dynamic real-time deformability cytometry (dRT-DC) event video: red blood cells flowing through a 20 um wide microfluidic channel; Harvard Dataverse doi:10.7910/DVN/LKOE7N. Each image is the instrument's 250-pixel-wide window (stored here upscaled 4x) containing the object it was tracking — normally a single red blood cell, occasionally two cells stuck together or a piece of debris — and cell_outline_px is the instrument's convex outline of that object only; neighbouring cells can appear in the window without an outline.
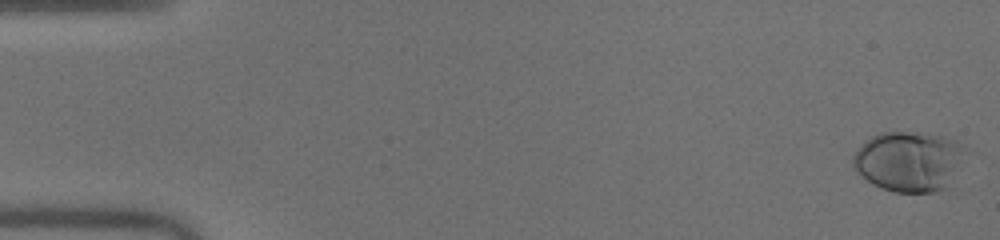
{"species": "human", "species_latin": "Homo sapiens", "temperature_condition": "warm", "stored_images_in_passage": 51, "camera_frame_rate_fps": 3000, "um_per_image_px": 0.085, "donor": {"sex": "male"}, "frame": {"image": 1, "passage_image": 1, "time_ms": 0.0, "image_size_px": [1000, 240], "cell_outline_px": [[972, 152], [944, 188], [936, 192], [896, 192], [880, 188], [872, 184], [852, 164], [852, 156], [872, 136], [880, 132], [916, 132], [944, 136], [956, 140], [968, 148]], "centroid_in_image_um": [77.36, 13.69], "position_along_channel_um": 7.6, "area_um2": 39.65}}
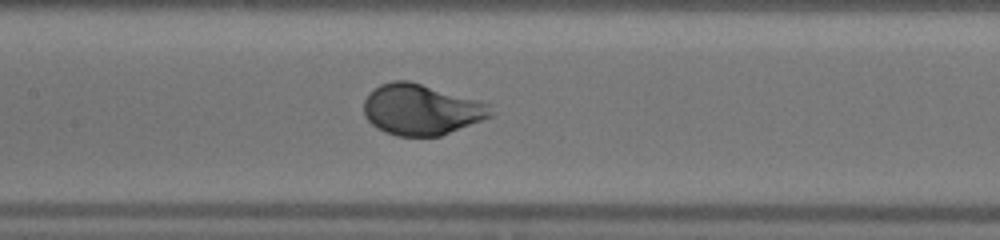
{"frame": {"image": 2, "passage_image": 25, "time_ms": 8.0, "image_size_px": [1000, 240], "cell_outline_px": [[492, 116], [440, 136], [396, 136], [384, 132], [376, 128], [364, 116], [364, 100], [380, 84], [392, 80], [408, 80], [476, 100], [488, 104], [492, 112]], "centroid_in_image_um": [35.76, 9.33], "position_along_channel_um": 171.6, "area_um2": 37.11}}
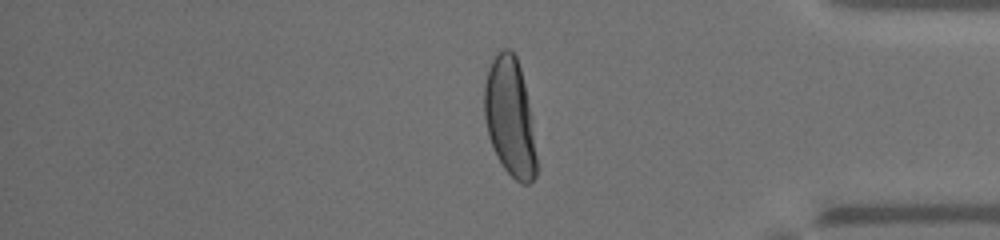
{"frame": {"image": 3, "passage_image": 43, "time_ms": 14.0, "image_size_px": [1000, 240], "cell_outline_px": [[536, 176], [528, 184], [520, 184], [504, 168], [496, 156], [492, 148], [488, 136], [484, 116], [484, 84], [488, 68], [496, 52], [504, 48], [508, 48], [516, 56], [520, 68], [524, 84], [536, 156]], "centroid_in_image_um": [43.29, 9.96], "position_along_channel_um": 391.9, "area_um2": 35.55}, "authors_computed_cell_mechanics": {"area_um2": 37.1076, "velocity_mm_per_s": 4.0533, "shape_relaxation_time_tau1_ms": 2.7114, "shape_relaxation_time_tau2_ms": null, "deformation_change_tau1": 0.199, "deformation_change_tau2": null}}